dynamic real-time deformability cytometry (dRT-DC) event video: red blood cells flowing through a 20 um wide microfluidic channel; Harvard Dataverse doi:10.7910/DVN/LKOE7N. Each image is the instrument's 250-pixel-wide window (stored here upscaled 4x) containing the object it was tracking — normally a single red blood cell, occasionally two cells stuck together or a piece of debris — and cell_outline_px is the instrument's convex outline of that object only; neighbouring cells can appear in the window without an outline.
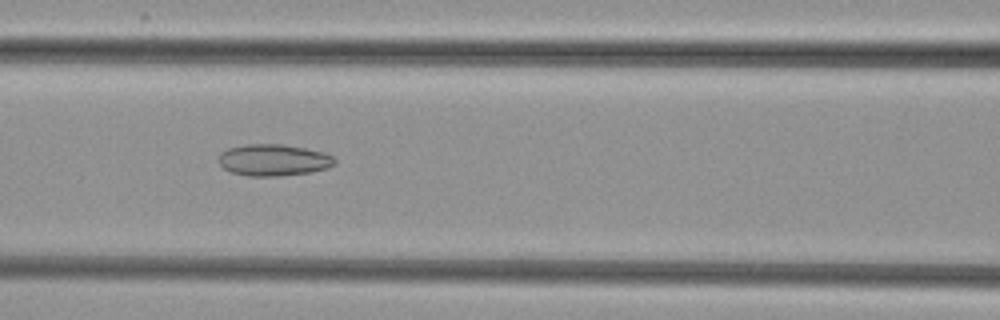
{"species": "common noctule bat (a hibernating species)", "species_latin": "Nyctalus noctula", "temperature_condition": "cold", "stored_images_in_passage": 37, "camera_frame_rate_fps": 3000, "um_per_image_px": 0.085, "animal": {"sex": "female", "body_mass_g": 29.2, "forearm_length_mm": 56.3}, "frame": {"image": 1, "passage_image": 8, "time_ms": 2.333, "image_size_px": [1000, 320], "cell_outline_px": [[336, 164], [328, 168], [308, 172], [280, 176], [248, 176], [232, 172], [224, 168], [220, 164], [220, 152], [228, 148], [248, 144], [280, 144], [304, 148], [324, 152], [332, 156], [336, 160]], "centroid_in_image_um": [23.27, 13.6], "position_along_channel_um": 143.3, "area_um2": 21.27}}
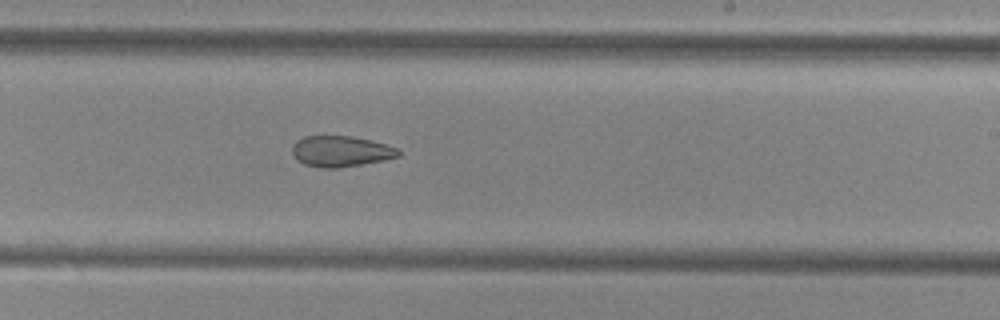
{"frame": {"image": 2, "passage_image": 17, "time_ms": 5.333, "image_size_px": [1000, 320], "cell_outline_px": [[400, 156], [384, 160], [340, 168], [320, 168], [304, 164], [292, 152], [292, 148], [296, 140], [304, 136], [352, 136], [372, 140], [396, 148], [400, 152]], "centroid_in_image_um": [28.98, 12.86], "position_along_channel_um": 260.0, "area_um2": 19.02}}
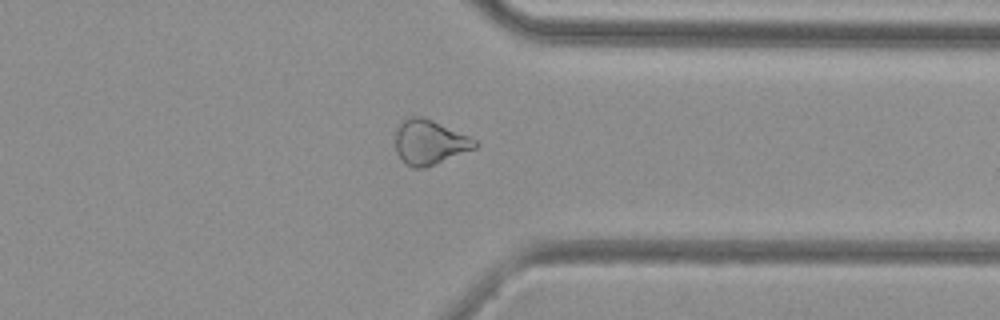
{"frame": {"image": 3, "passage_image": 26, "time_ms": 8.333, "image_size_px": [1000, 320], "cell_outline_px": [[480, 144], [476, 148], [424, 168], [412, 168], [400, 160], [396, 152], [396, 128], [400, 120], [408, 116], [420, 116], [432, 120], [468, 136], [476, 140]], "centroid_in_image_um": [36.47, 12.08], "position_along_channel_um": 374.9, "area_um2": 20.81}}